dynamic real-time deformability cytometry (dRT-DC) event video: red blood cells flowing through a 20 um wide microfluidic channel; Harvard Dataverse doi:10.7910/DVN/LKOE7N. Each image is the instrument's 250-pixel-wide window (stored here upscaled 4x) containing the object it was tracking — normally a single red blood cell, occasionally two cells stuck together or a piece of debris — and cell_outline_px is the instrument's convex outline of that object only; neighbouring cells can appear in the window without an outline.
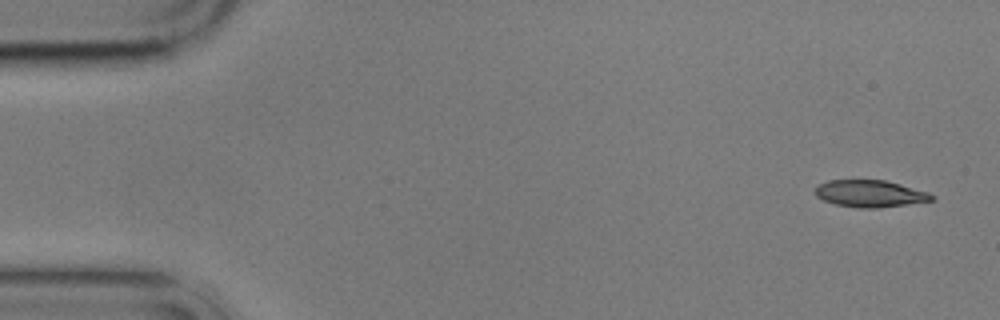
{"species": "common noctule bat (a hibernating species)", "species_latin": "Nyctalus noctula", "temperature_condition": "cold", "stored_images_in_passage": 6, "segment_of_instrument_passage": [1, 2], "camera_frame_rate_fps": 3000, "um_per_image_px": 0.085, "animal": {"sex": "male", "body_mass_g": 17.9}, "frame": {"image": 1, "passage_image": 1, "time_ms": 0.0, "image_size_px": [1000, 320], "cell_outline_px": [[936, 196], [932, 200], [908, 204], [876, 208], [856, 208], [836, 204], [824, 200], [816, 196], [812, 192], [820, 184], [828, 180], [884, 180], [900, 184], [928, 192]], "centroid_in_image_um": [73.93, 16.46], "position_along_channel_um": 11.1, "area_um2": 18.26}}